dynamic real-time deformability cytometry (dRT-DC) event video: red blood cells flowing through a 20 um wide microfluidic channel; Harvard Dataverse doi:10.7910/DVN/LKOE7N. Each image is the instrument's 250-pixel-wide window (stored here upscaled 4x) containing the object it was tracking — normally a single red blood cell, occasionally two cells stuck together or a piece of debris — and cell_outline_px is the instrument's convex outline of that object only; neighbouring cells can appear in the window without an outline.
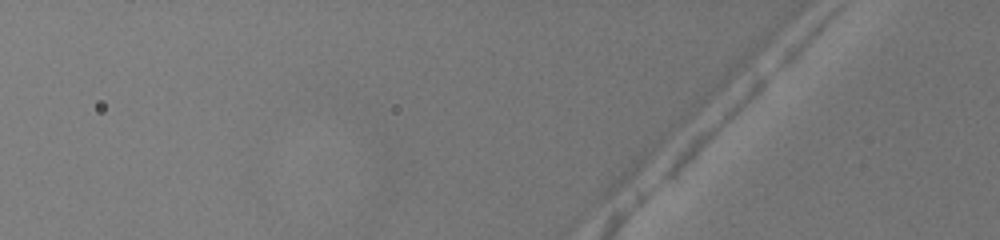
{"species": "common noctule bat (a hibernating species)", "species_latin": "Nyctalus noctula", "temperature_condition": "warm", "stored_images_in_passage": 5, "camera_frame_rate_fps": 3000, "um_per_image_px": 0.085, "animal": {"sex": "female", "body_mass_g": 19.5, "forearm_length_mm": 54.1}, "frame": {"image": 1, "passage_image": 5, "time_ms": 1.333, "image_size_px": [1000, 240], "cell_outline_px": [[768, 80], [760, 92], [676, 180], [672, 184], [660, 184], [664, 176], [756, 84], [764, 80]], "centroid_in_image_um": [60.48, 11.52], "position_along_channel_um": 65.3, "area_um2": 10.06}}